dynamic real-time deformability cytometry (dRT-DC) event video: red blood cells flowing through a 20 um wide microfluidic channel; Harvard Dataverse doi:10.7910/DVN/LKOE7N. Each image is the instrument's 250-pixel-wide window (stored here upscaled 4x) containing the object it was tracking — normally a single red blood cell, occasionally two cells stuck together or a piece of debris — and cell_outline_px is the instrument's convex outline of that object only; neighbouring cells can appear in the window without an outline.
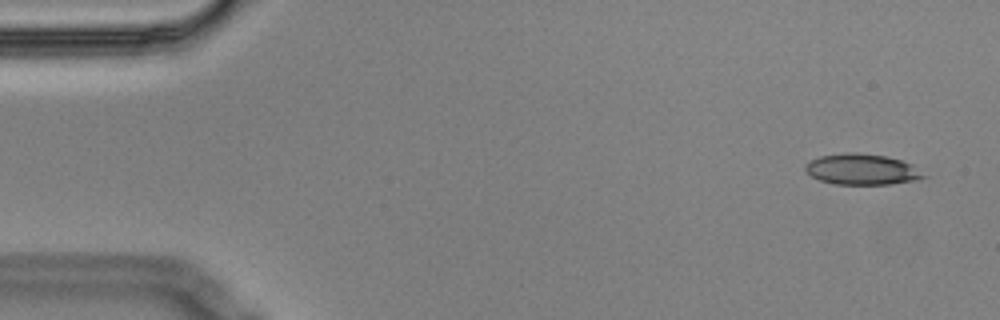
{"species": "Egyptian fruit bat (a non-hibernating species)", "species_latin": "Rousettus aegyptiacus", "temperature_condition": "cold", "stored_images_in_passage": 7, "camera_frame_rate_fps": 3000, "um_per_image_px": 0.085, "animal": {"sex": "male"}, "frame": {"image": 1, "passage_image": 1, "time_ms": 0.0, "image_size_px": [1000, 320], "cell_outline_px": [[928, 176], [916, 180], [892, 184], [832, 184], [820, 180], [812, 176], [804, 168], [804, 164], [808, 160], [820, 156], [844, 152], [852, 152], [888, 156], [912, 164]], "centroid_in_image_um": [73.25, 14.39], "position_along_channel_um": 11.7, "area_um2": 21.44}}
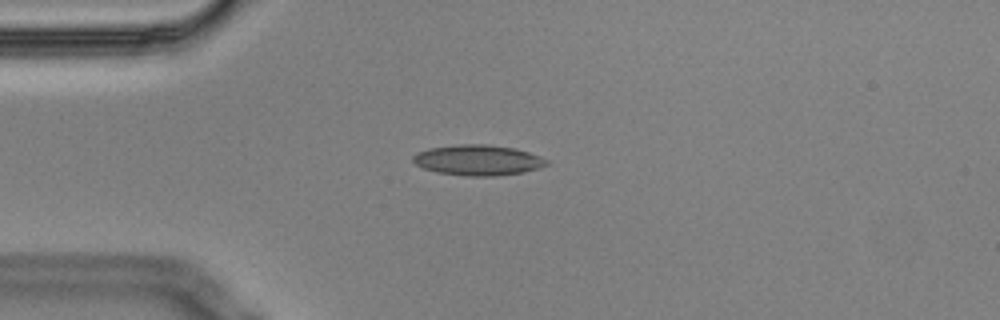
{"frame": {"image": 2, "passage_image": 4, "time_ms": 1.0, "image_size_px": [1000, 320], "cell_outline_px": [[548, 164], [540, 168], [524, 172], [496, 176], [468, 176], [436, 172], [424, 168], [416, 164], [412, 160], [412, 156], [416, 152], [428, 148], [460, 144], [488, 144], [516, 148], [540, 156], [548, 160]], "centroid_in_image_um": [40.63, 13.6], "position_along_channel_um": 44.4, "area_um2": 23.93}}
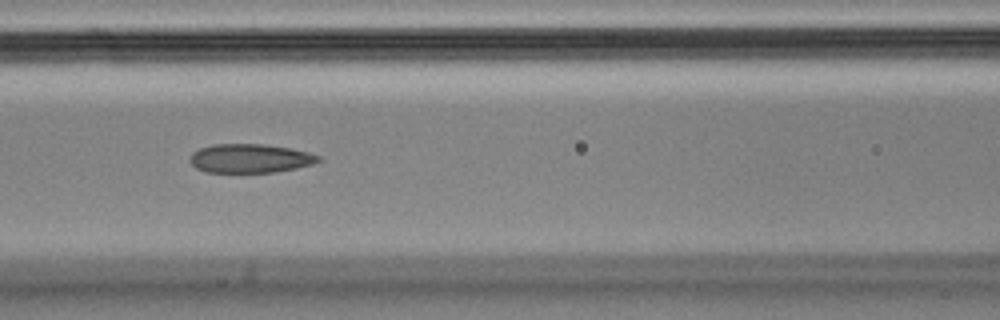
{"frame": {"image": 3, "passage_image": 7, "time_ms": 2.0, "image_size_px": [1000, 320], "cell_outline_px": [[320, 160], [312, 164], [296, 168], [276, 172], [208, 172], [196, 168], [188, 160], [192, 152], [200, 148], [212, 144], [264, 144], [292, 148], [308, 152], [320, 156]], "centroid_in_image_um": [21.24, 13.45], "position_along_channel_um": 145.4, "area_um2": 21.68}}